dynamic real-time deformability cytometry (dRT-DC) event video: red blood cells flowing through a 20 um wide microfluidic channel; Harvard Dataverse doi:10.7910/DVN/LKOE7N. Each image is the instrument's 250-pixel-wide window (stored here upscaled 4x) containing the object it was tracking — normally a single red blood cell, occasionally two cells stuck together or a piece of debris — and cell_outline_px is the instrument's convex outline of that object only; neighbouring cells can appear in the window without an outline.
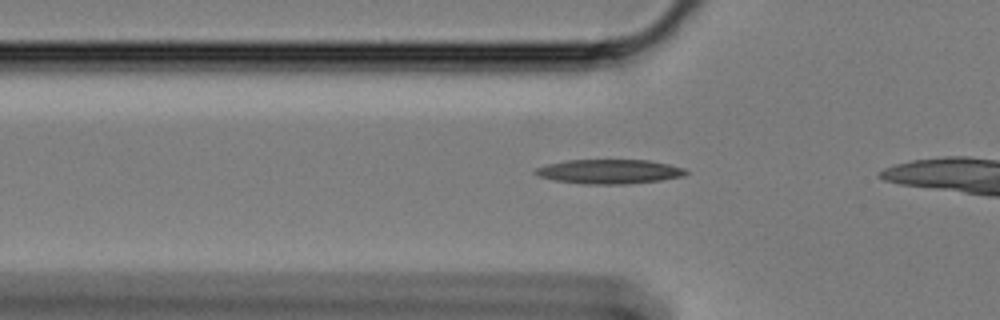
{"species": "Egyptian fruit bat (a non-hibernating species)", "species_latin": "Rousettus aegyptiacus", "temperature_condition": "cold", "stored_images_in_passage": 6, "camera_frame_rate_fps": 3000, "um_per_image_px": 0.085, "animal": {"sex": "female"}, "frame": {"image": 1, "passage_image": 3, "time_ms": 0.667, "image_size_px": [1000, 320], "cell_outline_px": [[688, 172], [684, 176], [660, 180], [628, 184], [580, 184], [556, 180], [540, 176], [532, 172], [536, 168], [548, 164], [568, 160], [648, 160], [668, 164], [684, 168]], "centroid_in_image_um": [51.8, 14.58], "position_along_channel_um": 74.0, "area_um2": 21.27}}